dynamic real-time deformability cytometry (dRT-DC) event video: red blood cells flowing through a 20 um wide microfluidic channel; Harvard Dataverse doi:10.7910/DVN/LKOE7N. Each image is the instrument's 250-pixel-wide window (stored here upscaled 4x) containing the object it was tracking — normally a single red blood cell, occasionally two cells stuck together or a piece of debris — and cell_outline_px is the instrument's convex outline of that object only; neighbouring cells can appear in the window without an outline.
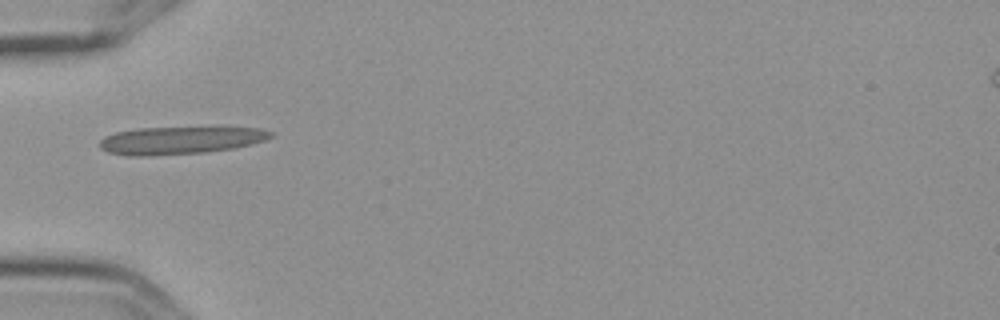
{"species": "Egyptian fruit bat (a non-hibernating species)", "species_latin": "Rousettus aegyptiacus", "temperature_condition": "cold", "stored_images_in_passage": 3, "camera_frame_rate_fps": 3000, "um_per_image_px": 0.085, "frame": {"image": 1, "passage_image": 1, "time_ms": 0.0, "image_size_px": [1000, 320], "cell_outline_px": [[276, 136], [252, 144], [232, 148], [204, 152], [148, 156], [128, 156], [108, 152], [100, 148], [100, 140], [104, 136], [116, 132], [140, 128], [260, 128], [276, 132]], "centroid_in_image_um": [15.33, 11.93], "position_along_channel_um": 69.7, "area_um2": 27.34}}
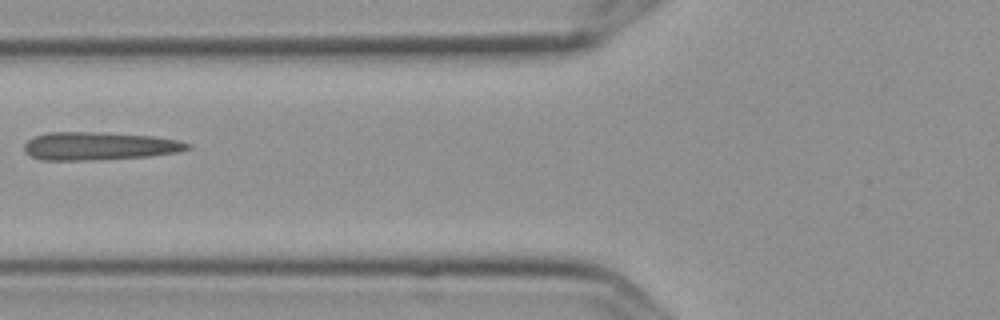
{"frame": {"image": 2, "passage_image": 2, "time_ms": 0.333, "image_size_px": [1000, 320], "cell_outline_px": [[192, 148], [176, 152], [148, 156], [100, 160], [44, 160], [32, 156], [24, 152], [24, 144], [32, 136], [48, 132], [92, 132], [156, 136], [176, 140], [192, 144]], "centroid_in_image_um": [8.41, 12.41], "position_along_channel_um": 117.4, "area_um2": 26.76}}
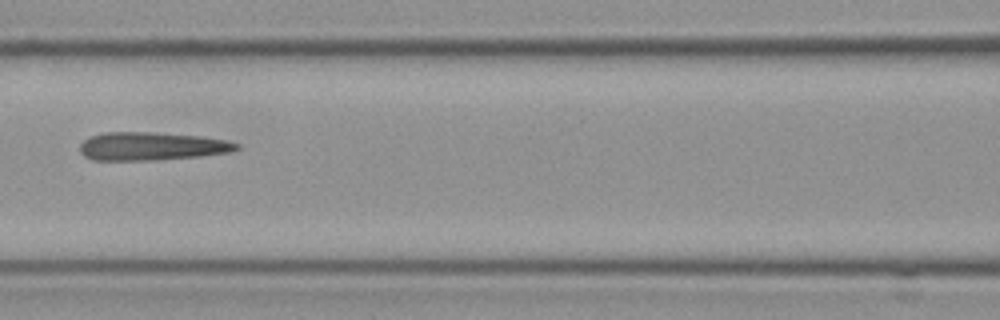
{"frame": {"image": 3, "passage_image": 3, "time_ms": 0.667, "image_size_px": [1000, 320], "cell_outline_px": [[240, 148], [232, 152], [200, 156], [152, 160], [92, 160], [84, 156], [80, 152], [80, 144], [84, 140], [100, 132], [152, 132], [200, 136], [224, 140], [240, 144]], "centroid_in_image_um": [12.88, 12.43], "position_along_channel_um": 153.7, "area_um2": 25.78}}